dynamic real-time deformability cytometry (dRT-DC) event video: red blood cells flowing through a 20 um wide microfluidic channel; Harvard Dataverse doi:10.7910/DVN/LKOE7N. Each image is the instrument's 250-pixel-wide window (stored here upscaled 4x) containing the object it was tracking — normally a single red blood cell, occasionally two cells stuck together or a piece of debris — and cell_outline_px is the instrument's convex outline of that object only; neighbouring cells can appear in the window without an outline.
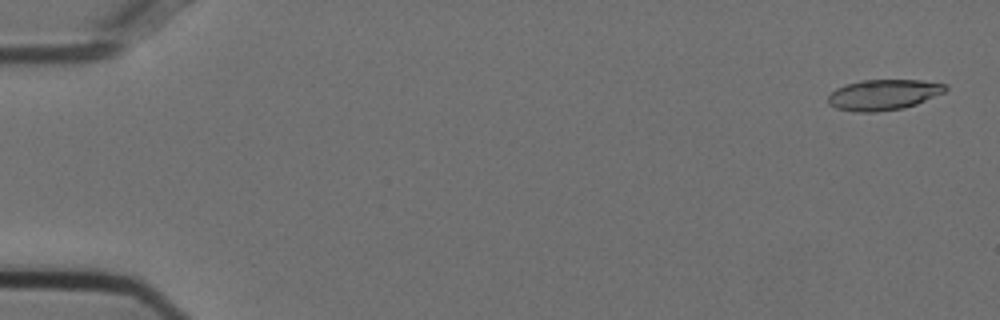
{"species": "Egyptian fruit bat (a non-hibernating species)", "species_latin": "Rousettus aegyptiacus", "temperature_condition": "cold", "stored_images_in_passage": 27, "camera_frame_rate_fps": 3000, "um_per_image_px": 0.085, "animal": {"sex": "female"}, "frame": {"image": 1, "passage_image": 2, "time_ms": 0.333, "image_size_px": [1000, 320], "cell_outline_px": [[948, 88], [944, 92], [916, 104], [904, 108], [876, 112], [856, 112], [836, 108], [828, 104], [828, 96], [836, 88], [860, 80], [920, 80], [948, 84]], "centroid_in_image_um": [75.1, 8.05], "position_along_channel_um": 9.9, "area_um2": 20.92}}
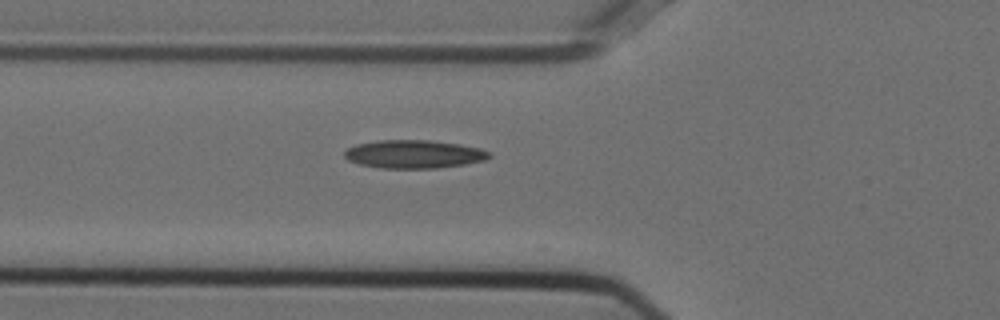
{"frame": {"image": 2, "passage_image": 20, "time_ms": 6.333, "image_size_px": [1000, 320], "cell_outline_px": [[492, 156], [484, 160], [464, 164], [436, 168], [380, 168], [360, 164], [348, 160], [344, 156], [344, 152], [348, 148], [356, 144], [380, 140], [428, 140], [456, 144], [480, 148], [488, 152]], "centroid_in_image_um": [35.15, 13.1], "position_along_channel_um": 90.7, "area_um2": 23.58}}
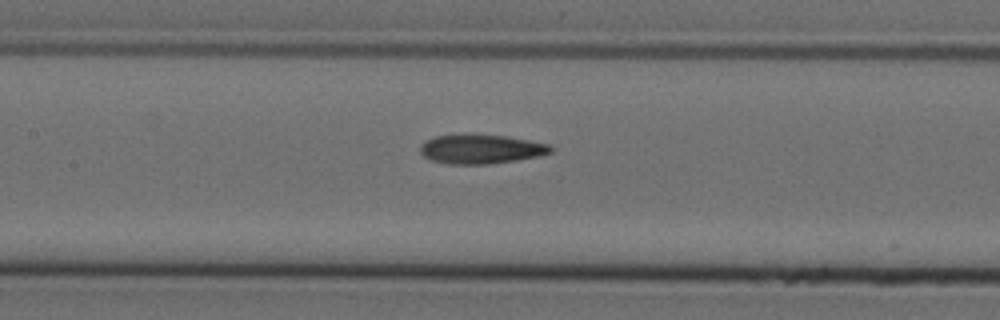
{"frame": {"image": 3, "passage_image": 26, "time_ms": 8.333, "image_size_px": [1000, 320], "cell_outline_px": [[552, 152], [536, 156], [516, 160], [488, 164], [448, 164], [432, 160], [424, 156], [420, 152], [420, 144], [436, 136], [504, 136], [528, 140], [548, 144], [552, 148]], "centroid_in_image_um": [40.87, 12.7], "position_along_channel_um": 166.5, "area_um2": 21.44}}